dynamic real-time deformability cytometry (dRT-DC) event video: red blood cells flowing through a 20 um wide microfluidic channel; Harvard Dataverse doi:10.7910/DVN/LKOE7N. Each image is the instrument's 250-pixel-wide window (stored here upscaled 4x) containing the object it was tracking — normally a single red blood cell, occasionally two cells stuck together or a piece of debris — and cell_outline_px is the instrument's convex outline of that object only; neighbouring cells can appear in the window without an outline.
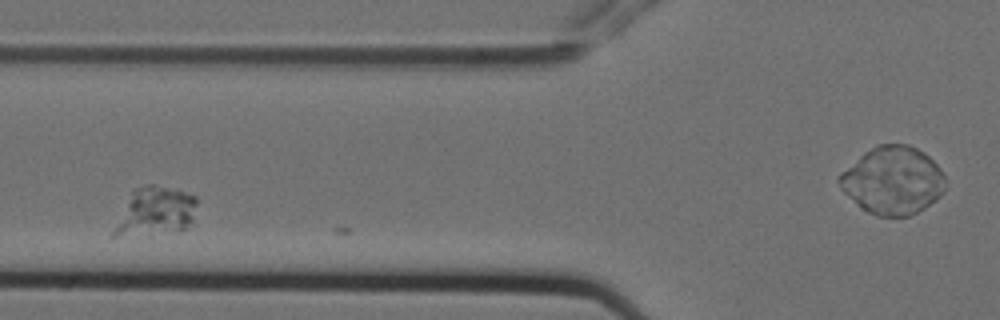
{"species": "Egyptian fruit bat (a non-hibernating species)", "species_latin": "Rousettus aegyptiacus", "temperature_condition": "cold", "stored_images_in_passage": 15, "segment_of_instrument_passage": [1, 2], "camera_frame_rate_fps": 3000, "um_per_image_px": 0.085, "animal": {"sex": "female"}, "frame": {"image": 1, "passage_image": 5, "time_ms": 1.333, "image_size_px": [1000, 320], "cell_outline_px": [[196, 204], [192, 220], [184, 228], [116, 236], [112, 236], [112, 232], [132, 192], [136, 188], [148, 184], [152, 184], [184, 192], [196, 196]], "centroid_in_image_um": [13.2, 17.92], "position_along_channel_um": 112.6, "area_um2": 22.02}}
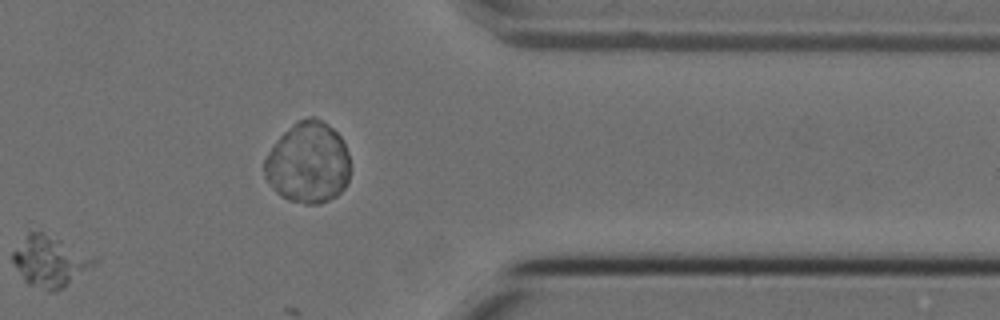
{"frame": {"image": 2, "passage_image": 13, "time_ms": 4.0, "image_size_px": [1000, 320], "cell_outline_px": [[100, 260], [64, 288], [56, 292], [52, 292], [28, 284], [24, 280], [12, 260], [12, 252], [28, 232], [40, 232], [100, 256]], "centroid_in_image_um": [4.31, 22.23], "position_along_channel_um": 407.1, "area_um2": 24.1}}